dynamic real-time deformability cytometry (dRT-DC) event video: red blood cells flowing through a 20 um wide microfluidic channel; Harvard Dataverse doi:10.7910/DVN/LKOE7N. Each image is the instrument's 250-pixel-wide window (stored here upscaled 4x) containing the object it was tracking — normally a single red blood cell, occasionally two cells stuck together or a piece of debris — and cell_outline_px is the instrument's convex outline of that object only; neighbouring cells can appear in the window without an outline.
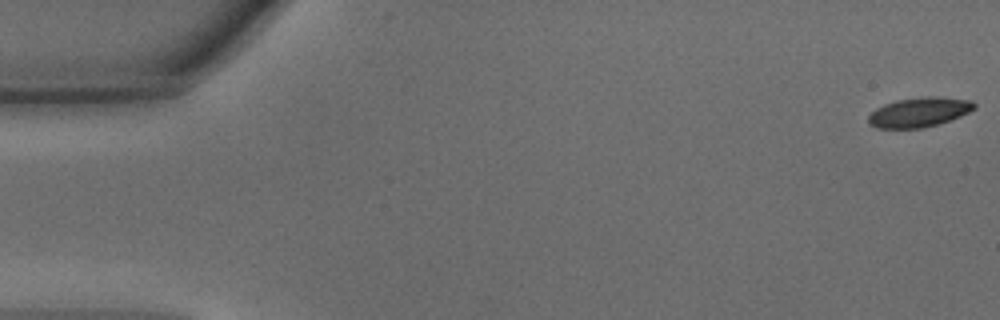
{"species": "common noctule bat (a hibernating species)", "species_latin": "Nyctalus noctula", "temperature_condition": "warm", "stored_images_in_passage": 11, "camera_frame_rate_fps": 3000, "um_per_image_px": 0.085, "animal": {"sex": "male", "body_mass_g": 15.6}, "frame": {"image": 1, "passage_image": 1, "time_ms": 0.0, "image_size_px": [1000, 320], "cell_outline_px": [[976, 108], [960, 116], [936, 124], [920, 128], [876, 128], [868, 124], [868, 116], [876, 108], [884, 104], [896, 100], [924, 96], [940, 96], [972, 100], [976, 104]], "centroid_in_image_um": [78.12, 9.52], "position_along_channel_um": 6.9, "area_um2": 18.32}}